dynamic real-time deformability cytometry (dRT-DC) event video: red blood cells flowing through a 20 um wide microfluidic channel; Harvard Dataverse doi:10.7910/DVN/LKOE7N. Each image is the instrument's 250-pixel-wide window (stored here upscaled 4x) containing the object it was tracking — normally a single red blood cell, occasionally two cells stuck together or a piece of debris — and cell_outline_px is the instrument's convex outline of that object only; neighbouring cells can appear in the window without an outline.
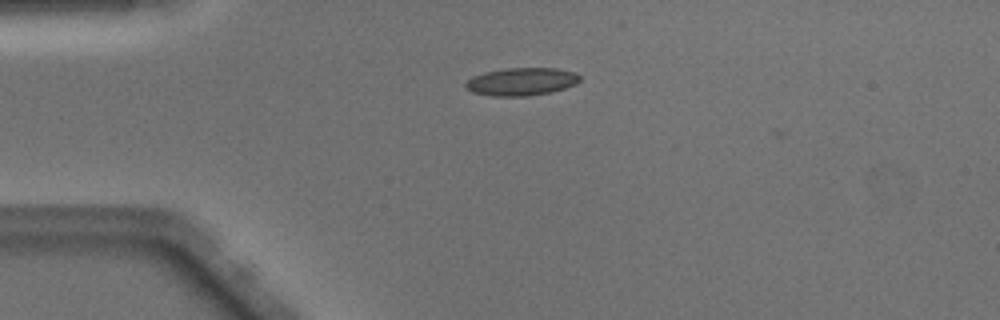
{"species": "Egyptian fruit bat (a non-hibernating species)", "species_latin": "Rousettus aegyptiacus", "temperature_condition": "warm", "stored_images_in_passage": 5, "camera_frame_rate_fps": 3000, "um_per_image_px": 0.085, "animal": {"sex": "male"}, "frame": {"image": 1, "passage_image": 2, "time_ms": 0.333, "image_size_px": [1000, 320], "cell_outline_px": [[580, 80], [576, 84], [552, 92], [528, 96], [492, 96], [472, 92], [464, 84], [472, 76], [484, 72], [504, 68], [556, 68], [576, 72], [580, 76]], "centroid_in_image_um": [44.34, 6.93], "position_along_channel_um": 40.7, "area_um2": 18.61}}